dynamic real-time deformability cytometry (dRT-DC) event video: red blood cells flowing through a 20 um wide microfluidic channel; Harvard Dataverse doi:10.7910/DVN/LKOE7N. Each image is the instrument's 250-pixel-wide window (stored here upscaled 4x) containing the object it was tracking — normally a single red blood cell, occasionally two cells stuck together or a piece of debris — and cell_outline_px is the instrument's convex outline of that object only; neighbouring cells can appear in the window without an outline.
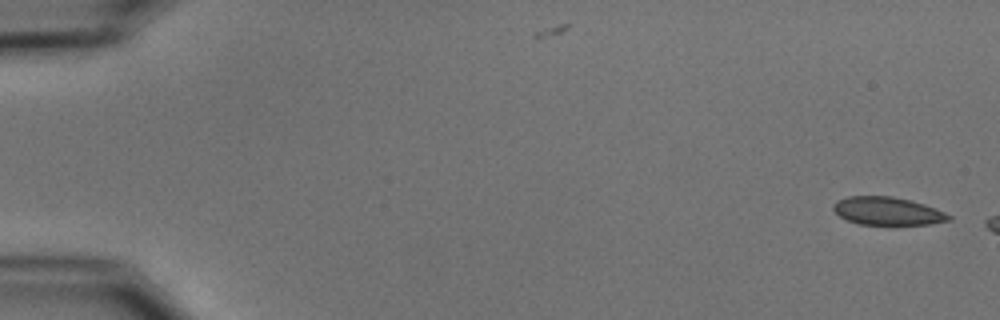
{"species": "common noctule bat (a hibernating species)", "species_latin": "Nyctalus noctula", "temperature_condition": "cold", "stored_images_in_passage": 3, "camera_frame_rate_fps": 3000, "um_per_image_px": 0.085, "animal": {"sex": "male", "body_mass_g": 15.6}, "frame": {"image": 1, "passage_image": 1, "time_ms": 0.0, "image_size_px": [1000, 320], "cell_outline_px": [[952, 220], [932, 224], [896, 228], [860, 224], [848, 220], [840, 216], [832, 208], [832, 204], [836, 200], [848, 196], [892, 196], [924, 204], [936, 208], [952, 216]], "centroid_in_image_um": [75.48, 18.0], "position_along_channel_um": 9.5, "area_um2": 19.83}}